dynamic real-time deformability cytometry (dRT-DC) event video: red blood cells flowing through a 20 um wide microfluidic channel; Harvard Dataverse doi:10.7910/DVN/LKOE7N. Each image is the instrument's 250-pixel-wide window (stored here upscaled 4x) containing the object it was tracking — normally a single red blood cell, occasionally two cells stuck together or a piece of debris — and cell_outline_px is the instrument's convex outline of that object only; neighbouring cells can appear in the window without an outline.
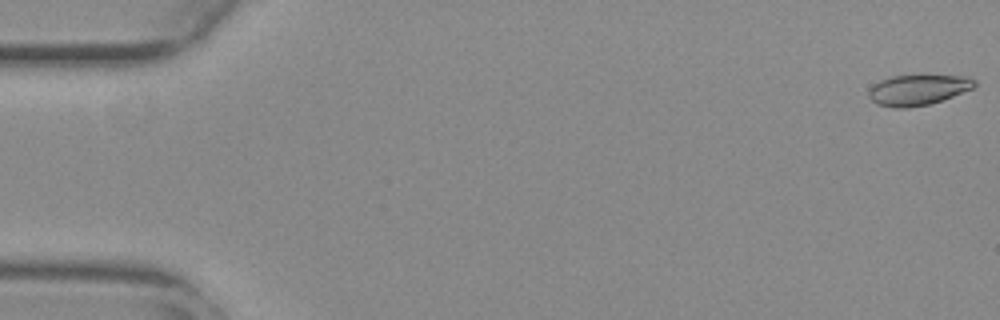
{"species": "common noctule bat (a hibernating species)", "species_latin": "Nyctalus noctula", "temperature_condition": "warm", "stored_images_in_passage": 56, "camera_frame_rate_fps": 3000, "um_per_image_px": 0.085, "animal": {"sex": "female", "body_mass_g": 29.2, "forearm_length_mm": 56.3}, "frame": {"image": 1, "passage_image": 1, "time_ms": 0.0, "image_size_px": [1000, 320], "cell_outline_px": [[976, 84], [972, 88], [952, 96], [928, 104], [908, 108], [896, 108], [876, 104], [868, 96], [868, 92], [880, 80], [892, 76], [920, 72], [964, 76], [976, 80]], "centroid_in_image_um": [78.04, 7.58], "position_along_channel_um": 7.0, "area_um2": 19.42}}
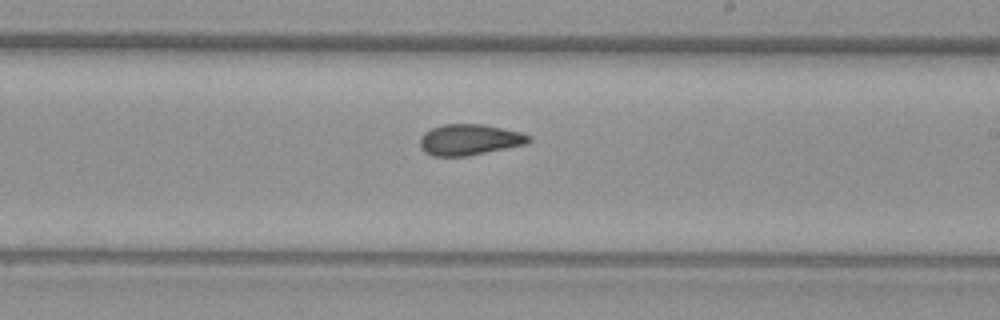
{"frame": {"image": 2, "passage_image": 33, "time_ms": 10.667, "image_size_px": [1000, 320], "cell_outline_px": [[532, 140], [524, 144], [468, 156], [432, 156], [424, 152], [420, 148], [420, 136], [424, 132], [432, 128], [444, 124], [484, 124], [520, 132], [532, 136]], "centroid_in_image_um": [39.87, 11.87], "position_along_channel_um": 249.1, "area_um2": 19.65}}
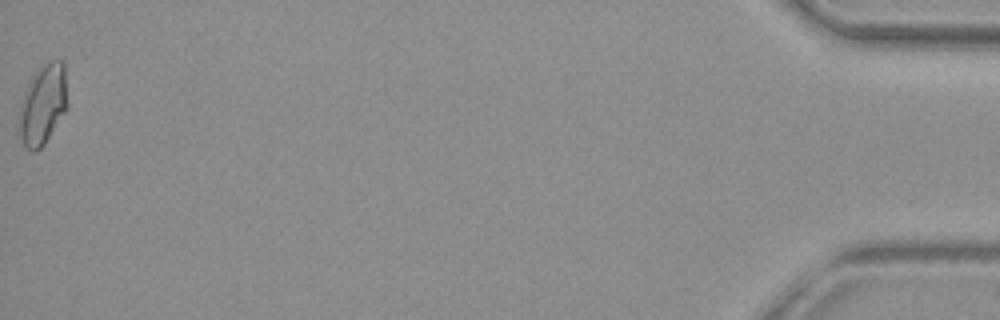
{"frame": {"image": 3, "passage_image": 56, "time_ms": 18.333, "image_size_px": [1000, 320], "cell_outline_px": [[68, 108], [44, 144], [36, 152], [32, 152], [24, 144], [16, 132], [16, 124], [24, 92], [32, 76], [48, 60], [60, 60], [64, 64], [68, 104]], "centroid_in_image_um": [3.62, 8.92], "position_along_channel_um": 431.6, "area_um2": 22.95}, "authors_computed_cell_mechanics": {"area_um2": 19.7098, "velocity_mm_per_s": 3.7599, "shape_relaxation_time_tau1_ms": null, "shape_relaxation_time_tau2_ms": 2.0793, "deformation_change_tau1": null, "deformation_change_tau2": 0.0809}}